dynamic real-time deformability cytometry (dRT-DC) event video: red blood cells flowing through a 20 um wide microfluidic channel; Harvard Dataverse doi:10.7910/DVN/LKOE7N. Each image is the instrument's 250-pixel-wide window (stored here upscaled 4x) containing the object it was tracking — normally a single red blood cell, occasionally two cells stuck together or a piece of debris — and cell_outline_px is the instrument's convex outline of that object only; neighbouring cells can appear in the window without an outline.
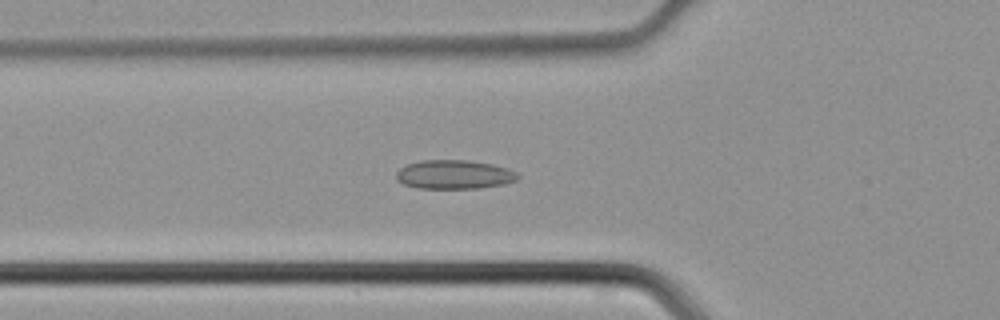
{"species": "common noctule bat (a hibernating species)", "species_latin": "Nyctalus noctula", "temperature_condition": "cold", "stored_images_in_passage": 36, "camera_frame_rate_fps": 3000, "um_per_image_px": 0.085, "animal": {"sex": "male", "body_mass_g": 21.5, "forearm_length_mm": 52.0}, "frame": {"image": 1, "passage_image": 7, "time_ms": 2.0, "image_size_px": [1000, 320], "cell_outline_px": [[520, 176], [516, 180], [504, 184], [480, 188], [416, 188], [404, 184], [396, 180], [396, 172], [400, 168], [408, 164], [424, 160], [468, 160], [492, 164], [508, 168], [516, 172]], "centroid_in_image_um": [38.61, 14.83], "position_along_channel_um": 87.2, "area_um2": 20.52}}
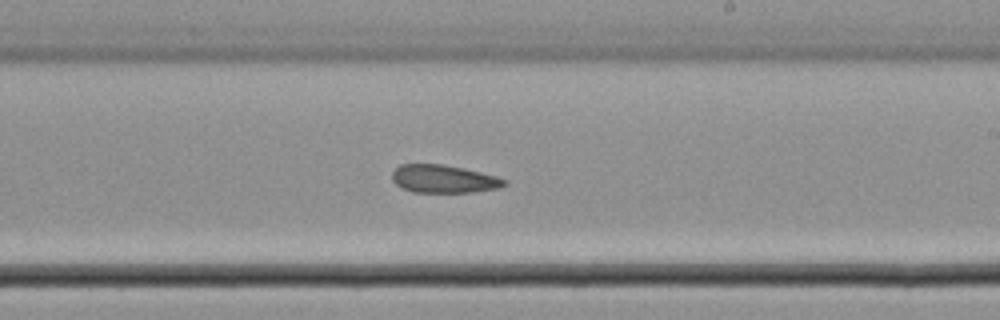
{"frame": {"image": 2, "passage_image": 18, "time_ms": 5.667, "image_size_px": [1000, 320], "cell_outline_px": [[508, 184], [500, 188], [472, 192], [412, 192], [400, 188], [392, 180], [392, 172], [400, 164], [444, 164], [464, 168], [496, 176], [508, 180]], "centroid_in_image_um": [37.72, 15.21], "position_along_channel_um": 251.3, "area_um2": 18.5}}
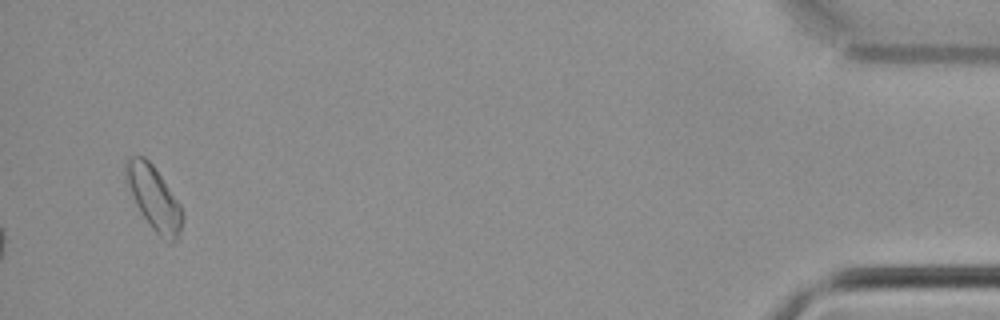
{"frame": {"image": 3, "passage_image": 35, "time_ms": 11.333, "image_size_px": [1000, 320], "cell_outline_px": [[184, 216], [180, 232], [176, 240], [172, 244], [168, 244], [152, 228], [140, 212], [124, 180], [124, 160], [128, 156], [144, 156], [152, 164], [180, 204], [184, 212]], "centroid_in_image_um": [13.06, 16.83], "position_along_channel_um": 422.1, "area_um2": 21.27}}